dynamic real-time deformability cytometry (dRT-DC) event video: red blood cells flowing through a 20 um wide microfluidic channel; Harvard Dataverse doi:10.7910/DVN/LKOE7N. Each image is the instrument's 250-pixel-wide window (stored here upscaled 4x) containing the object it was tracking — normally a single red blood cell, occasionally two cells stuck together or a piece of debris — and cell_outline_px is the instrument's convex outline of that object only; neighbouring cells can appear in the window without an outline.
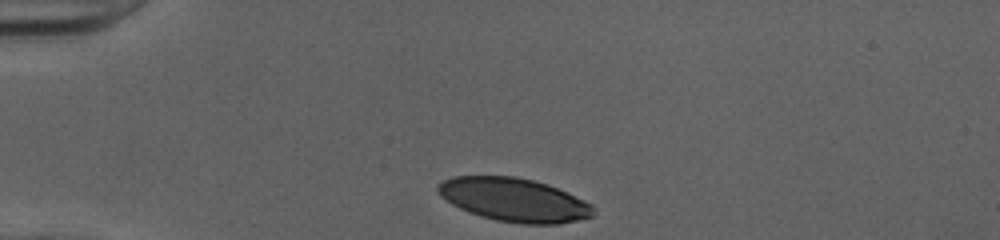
{"species": "human", "species_latin": "Homo sapiens", "temperature_condition": "cold", "stored_images_in_passage": 31, "camera_frame_rate_fps": 3000, "um_per_image_px": 0.085, "donor": {"sex": "female"}, "frame": {"image": 1, "passage_image": 1, "time_ms": 0.0, "image_size_px": [1000, 240], "cell_outline_px": [[596, 212], [592, 216], [560, 224], [520, 224], [496, 220], [480, 216], [468, 212], [452, 204], [440, 196], [436, 192], [436, 184], [452, 176], [512, 176], [532, 180], [548, 184], [584, 200], [592, 204]], "centroid_in_image_um": [43.67, 16.98], "position_along_channel_um": 41.3, "area_um2": 39.54}}
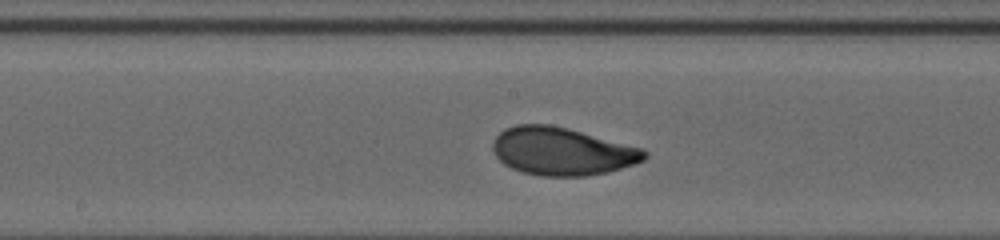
{"frame": {"image": 2, "passage_image": 16, "time_ms": 5.0, "image_size_px": [1000, 240], "cell_outline_px": [[648, 156], [644, 160], [636, 164], [608, 172], [588, 176], [540, 176], [524, 172], [512, 168], [504, 164], [496, 156], [492, 148], [492, 144], [496, 136], [504, 128], [516, 124], [548, 124], [568, 128], [644, 148], [648, 152]], "centroid_in_image_um": [47.8, 12.86], "position_along_channel_um": 200.4, "area_um2": 42.6}}
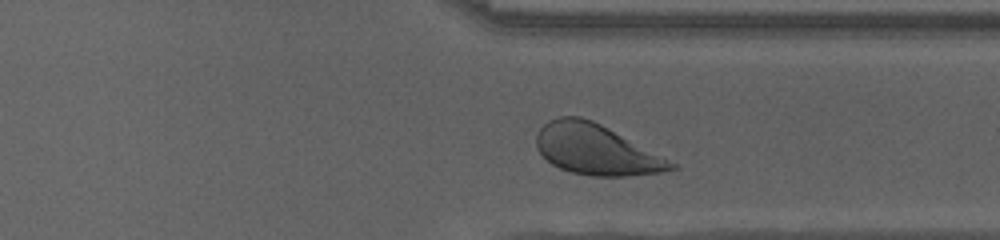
{"frame": {"image": 3, "passage_image": 28, "time_ms": 9.0, "image_size_px": [1000, 240], "cell_outline_px": [[680, 168], [660, 172], [628, 176], [592, 176], [572, 172], [560, 168], [552, 164], [536, 148], [536, 132], [548, 120], [560, 116], [580, 116], [592, 120], [664, 156], [676, 164]], "centroid_in_image_um": [50.67, 12.71], "position_along_channel_um": 360.7, "area_um2": 39.48}, "authors_computed_cell_mechanics": {"area_um2": 41.5582, "velocity_mm_per_s": 3.9996, "shape_relaxation_time_tau1_ms": 2.0819, "shape_relaxation_time_tau2_ms": 1.1555, "deformation_change_tau1": 0.1577, "deformation_change_tau2": 0.0673}}